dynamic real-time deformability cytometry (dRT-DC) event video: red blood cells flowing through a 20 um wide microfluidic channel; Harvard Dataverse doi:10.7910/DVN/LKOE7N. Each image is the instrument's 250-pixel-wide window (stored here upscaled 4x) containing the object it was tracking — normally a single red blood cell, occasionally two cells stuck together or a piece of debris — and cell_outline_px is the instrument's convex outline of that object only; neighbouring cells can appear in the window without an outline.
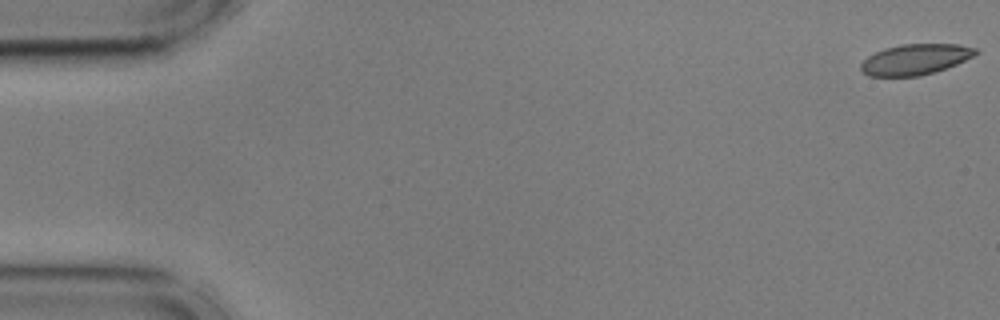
{"species": "common noctule bat (a hibernating species)", "species_latin": "Nyctalus noctula", "temperature_condition": "cold", "stored_images_in_passage": 10, "camera_frame_rate_fps": 3000, "um_per_image_px": 0.085, "animal": {"sex": "male", "body_mass_g": 17.9, "forearm_length_mm": 54.2}, "frame": {"image": 1, "passage_image": 1, "time_ms": 0.0, "image_size_px": [1000, 320], "cell_outline_px": [[980, 52], [956, 64], [920, 76], [868, 76], [860, 72], [860, 64], [868, 56], [884, 48], [900, 44], [960, 44], [976, 48]], "centroid_in_image_um": [77.76, 5.04], "position_along_channel_um": 7.2, "area_um2": 20.46}}